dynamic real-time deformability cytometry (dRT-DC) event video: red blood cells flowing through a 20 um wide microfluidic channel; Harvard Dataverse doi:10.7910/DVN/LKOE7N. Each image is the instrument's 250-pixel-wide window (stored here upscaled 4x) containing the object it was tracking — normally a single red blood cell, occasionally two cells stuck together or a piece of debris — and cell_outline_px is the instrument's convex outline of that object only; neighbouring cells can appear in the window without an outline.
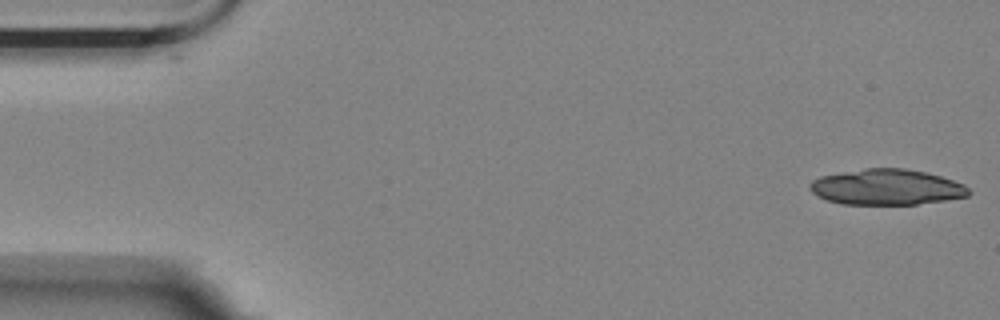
{"species": "Egyptian fruit bat (a non-hibernating species)", "species_latin": "Rousettus aegyptiacus", "temperature_condition": "room temperature", "stored_images_in_passage": 5, "camera_frame_rate_fps": 3000, "um_per_image_px": 0.085, "animal": {"sex": "female"}, "frame": {"image": 1, "passage_image": 1, "time_ms": 0.0, "image_size_px": [1000, 320], "cell_outline_px": [[968, 196], [944, 200], [916, 204], [844, 204], [828, 200], [816, 196], [808, 188], [808, 184], [812, 180], [820, 176], [864, 168], [904, 168], [924, 172], [940, 176], [964, 184], [968, 188]], "centroid_in_image_um": [75.31, 15.9], "position_along_channel_um": 9.7, "area_um2": 32.89}}